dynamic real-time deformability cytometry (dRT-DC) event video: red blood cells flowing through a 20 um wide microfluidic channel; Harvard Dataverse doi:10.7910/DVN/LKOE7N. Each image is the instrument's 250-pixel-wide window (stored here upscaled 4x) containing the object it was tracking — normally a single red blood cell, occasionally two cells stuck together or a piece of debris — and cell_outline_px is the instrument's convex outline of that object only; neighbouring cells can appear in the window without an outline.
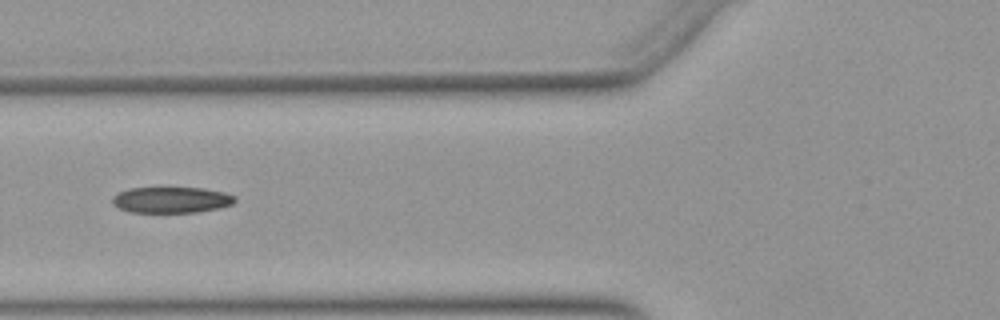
{"species": "Egyptian fruit bat (a non-hibernating species)", "species_latin": "Rousettus aegyptiacus", "temperature_condition": "warm", "stored_images_in_passage": 13, "camera_frame_rate_fps": 3000, "um_per_image_px": 0.085, "animal": {"sex": "female"}, "frame": {"image": 1, "passage_image": 6, "time_ms": 1.667, "image_size_px": [1000, 320], "cell_outline_px": [[236, 200], [232, 204], [220, 208], [200, 212], [128, 212], [116, 208], [112, 204], [112, 196], [128, 188], [204, 188], [224, 192], [236, 196]], "centroid_in_image_um": [14.55, 17.0], "position_along_channel_um": 111.2, "area_um2": 18.79}}